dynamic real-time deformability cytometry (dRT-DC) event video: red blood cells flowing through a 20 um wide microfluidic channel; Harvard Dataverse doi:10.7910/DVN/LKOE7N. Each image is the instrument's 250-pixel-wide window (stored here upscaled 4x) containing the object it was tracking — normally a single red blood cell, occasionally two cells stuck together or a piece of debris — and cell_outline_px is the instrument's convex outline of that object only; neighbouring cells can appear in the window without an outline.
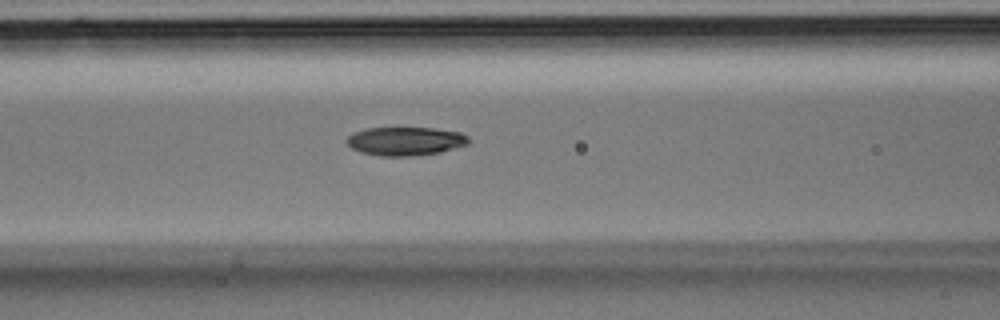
{"species": "Egyptian fruit bat (a non-hibernating species)", "species_latin": "Rousettus aegyptiacus", "temperature_condition": "room temperature", "stored_images_in_passage": 33, "camera_frame_rate_fps": 3000, "um_per_image_px": 0.085, "animal": {"sex": "male"}, "frame": {"image": 1, "passage_image": 14, "time_ms": 4.333, "image_size_px": [1000, 320], "cell_outline_px": [[472, 140], [468, 144], [440, 152], [412, 156], [380, 156], [360, 152], [352, 148], [344, 140], [348, 136], [356, 132], [368, 128], [432, 128], [460, 132], [468, 136]], "centroid_in_image_um": [34.47, 12.0], "position_along_channel_um": 132.1, "area_um2": 20.29}}
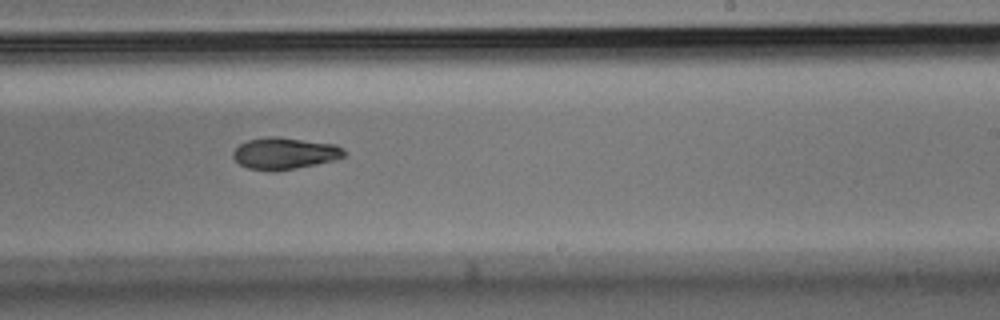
{"frame": {"image": 2, "passage_image": 21, "time_ms": 6.667, "image_size_px": [1000, 320], "cell_outline_px": [[348, 152], [344, 156], [336, 160], [276, 172], [272, 172], [248, 168], [240, 164], [232, 156], [232, 152], [240, 144], [248, 140], [268, 136], [276, 136], [336, 144], [344, 148]], "centroid_in_image_um": [24.22, 13.04], "position_along_channel_um": 264.8, "area_um2": 20.81}}
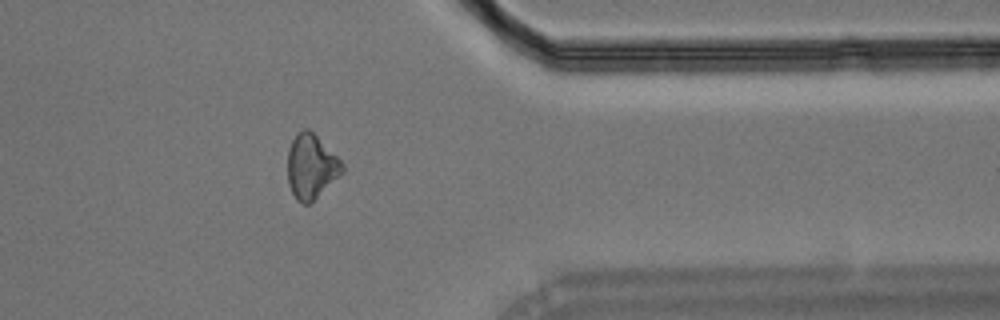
{"frame": {"image": 3, "passage_image": 28, "time_ms": 9.0, "image_size_px": [1000, 320], "cell_outline_px": [[344, 172], [308, 204], [304, 204], [296, 200], [288, 184], [288, 148], [296, 132], [304, 128], [308, 128], [344, 164]], "centroid_in_image_um": [26.43, 14.14], "position_along_channel_um": 385.0, "area_um2": 20.29}}